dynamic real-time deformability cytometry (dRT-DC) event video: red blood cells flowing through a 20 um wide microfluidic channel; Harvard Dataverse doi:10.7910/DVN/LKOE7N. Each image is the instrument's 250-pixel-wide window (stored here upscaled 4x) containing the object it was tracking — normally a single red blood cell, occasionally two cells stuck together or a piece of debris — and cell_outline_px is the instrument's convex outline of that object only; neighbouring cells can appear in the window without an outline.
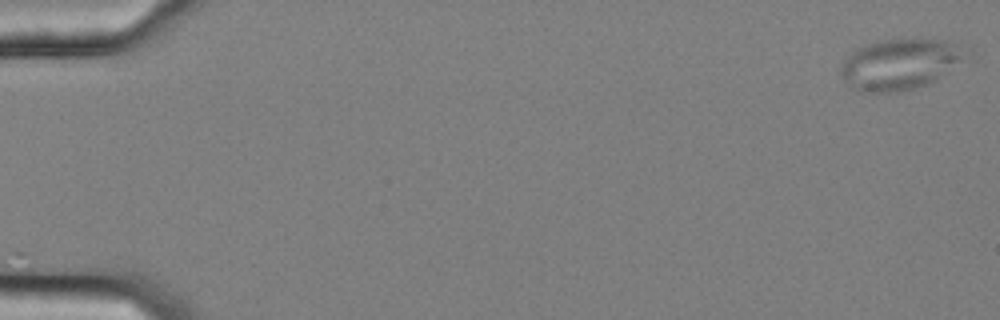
{"species": "common noctule bat (a hibernating species)", "species_latin": "Nyctalus noctula", "temperature_condition": "cold", "stored_images_in_passage": 57, "camera_frame_rate_fps": 3000, "um_per_image_px": 0.085, "animal": {"sex": "female", "body_mass_g": 25.1}, "frame": {"image": 1, "passage_image": 1, "time_ms": 0.0, "image_size_px": [1000, 320], "cell_outline_px": [[964, 52], [956, 60], [932, 80], [924, 84], [912, 88], [896, 92], [872, 92], [856, 88], [840, 72], [840, 64], [852, 52], [868, 44], [884, 40], [916, 36], [940, 40]], "centroid_in_image_um": [76.33, 5.41], "position_along_channel_um": 8.7, "area_um2": 34.8}}
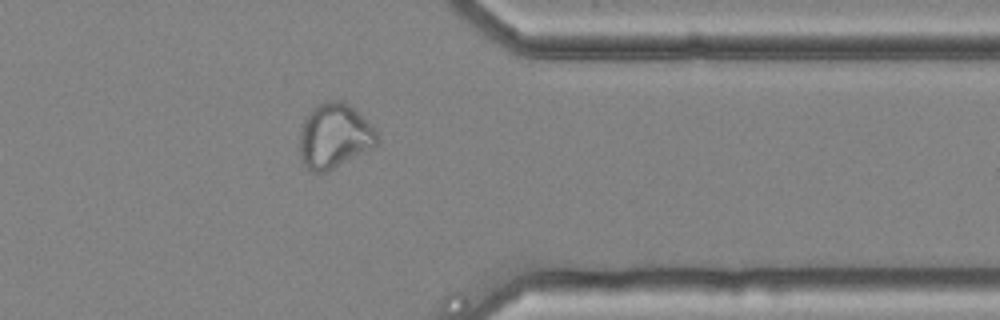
{"frame": {"image": 2, "passage_image": 46, "time_ms": 15.0, "image_size_px": [1000, 320], "cell_outline_px": [[380, 140], [372, 148], [324, 172], [312, 172], [300, 160], [300, 132], [304, 120], [316, 104], [324, 100], [344, 100], [376, 132]], "centroid_in_image_um": [28.38, 11.55], "position_along_channel_um": 383.0, "area_um2": 28.67}}